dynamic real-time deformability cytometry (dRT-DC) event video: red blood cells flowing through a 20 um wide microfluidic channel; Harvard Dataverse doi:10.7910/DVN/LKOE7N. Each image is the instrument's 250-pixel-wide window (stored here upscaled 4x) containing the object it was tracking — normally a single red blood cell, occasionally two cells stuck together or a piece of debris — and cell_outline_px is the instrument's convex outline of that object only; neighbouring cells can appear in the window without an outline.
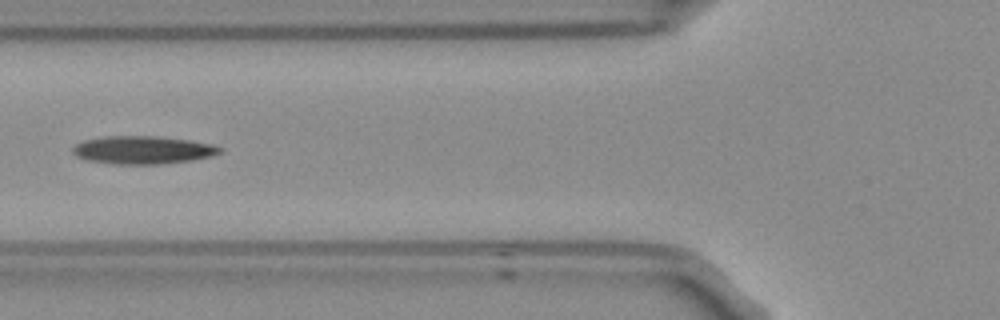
{"species": "Egyptian fruit bat (a non-hibernating species)", "species_latin": "Rousettus aegyptiacus", "temperature_condition": "room temperature", "stored_images_in_passage": 3, "camera_frame_rate_fps": 3000, "um_per_image_px": 0.085, "frame": {"image": 1, "passage_image": 3, "time_ms": 0.667, "image_size_px": [1000, 320], "cell_outline_px": [[220, 152], [212, 156], [192, 160], [156, 164], [116, 164], [88, 160], [76, 156], [72, 152], [72, 148], [76, 144], [84, 140], [108, 136], [156, 136], [188, 140], [208, 144], [220, 148]], "centroid_in_image_um": [12.08, 12.75], "position_along_channel_um": 113.7, "area_um2": 23.58}}